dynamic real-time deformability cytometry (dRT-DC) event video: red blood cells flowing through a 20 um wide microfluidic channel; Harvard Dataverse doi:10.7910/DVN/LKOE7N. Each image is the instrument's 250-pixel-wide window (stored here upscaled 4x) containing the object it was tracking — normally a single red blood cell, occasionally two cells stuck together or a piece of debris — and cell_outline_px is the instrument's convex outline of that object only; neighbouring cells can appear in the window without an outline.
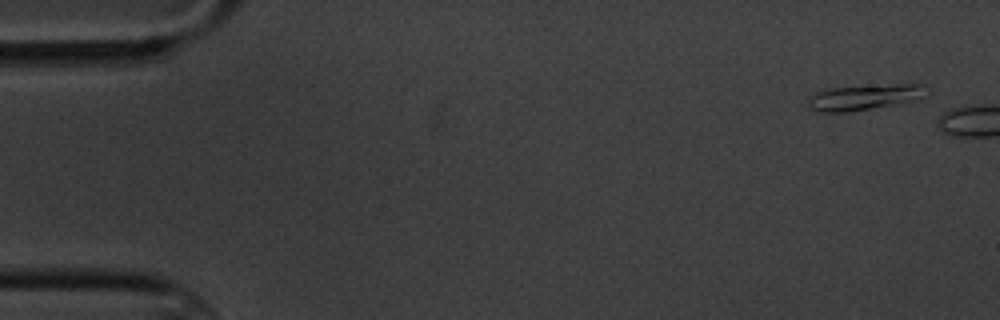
{"species": "common noctule bat (a hibernating species)", "species_latin": "Nyctalus noctula", "temperature_condition": "cold", "stored_images_in_passage": 2, "camera_frame_rate_fps": 3000, "um_per_image_px": 0.085, "animal": {"sex": "male", "body_mass_g": 20.1, "forearm_length_mm": 53.5}, "frame": {"image": 1, "passage_image": 1, "time_ms": 0.0, "image_size_px": [1000, 320], "cell_outline_px": [[928, 96], [916, 100], [900, 104], [848, 112], [820, 112], [808, 108], [804, 104], [804, 100], [816, 92], [824, 88], [896, 84], [928, 84]], "centroid_in_image_um": [73.48, 8.26], "position_along_channel_um": 11.5, "area_um2": 18.44}}